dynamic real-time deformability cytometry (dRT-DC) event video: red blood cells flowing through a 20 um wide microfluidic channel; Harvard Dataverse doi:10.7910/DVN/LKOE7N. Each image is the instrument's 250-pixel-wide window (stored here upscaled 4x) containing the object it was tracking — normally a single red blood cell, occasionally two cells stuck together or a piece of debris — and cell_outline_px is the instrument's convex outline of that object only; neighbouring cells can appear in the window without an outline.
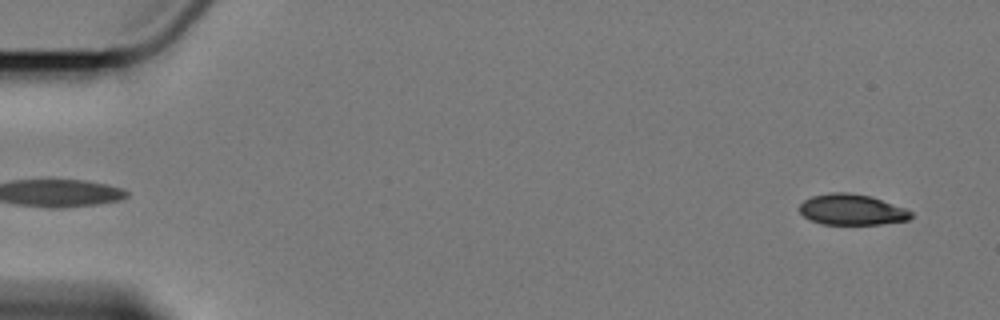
{"species": "Egyptian fruit bat (a non-hibernating species)", "species_latin": "Rousettus aegyptiacus", "temperature_condition": "cold", "stored_images_in_passage": 5, "camera_frame_rate_fps": 3000, "um_per_image_px": 0.085, "animal": {"sex": "female"}, "frame": {"image": 1, "passage_image": 1, "time_ms": 0.0, "image_size_px": [1000, 320], "cell_outline_px": [[912, 216], [908, 220], [880, 224], [820, 224], [804, 216], [800, 212], [800, 204], [804, 200], [812, 196], [828, 192], [848, 192], [872, 196], [904, 208], [912, 212]], "centroid_in_image_um": [72.39, 17.81], "position_along_channel_um": 12.6, "area_um2": 20.0}}
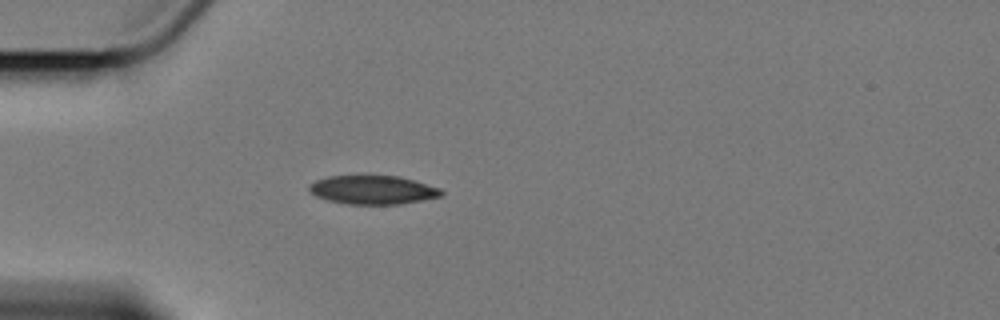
{"frame": {"image": 2, "passage_image": 5, "time_ms": 4.667, "image_size_px": [1000, 320], "cell_outline_px": [[444, 192], [440, 196], [400, 204], [348, 204], [328, 200], [316, 196], [308, 188], [308, 184], [316, 180], [328, 176], [364, 172], [400, 176], [440, 188]], "centroid_in_image_um": [31.64, 16.08], "position_along_channel_um": 53.4, "area_um2": 22.95}}